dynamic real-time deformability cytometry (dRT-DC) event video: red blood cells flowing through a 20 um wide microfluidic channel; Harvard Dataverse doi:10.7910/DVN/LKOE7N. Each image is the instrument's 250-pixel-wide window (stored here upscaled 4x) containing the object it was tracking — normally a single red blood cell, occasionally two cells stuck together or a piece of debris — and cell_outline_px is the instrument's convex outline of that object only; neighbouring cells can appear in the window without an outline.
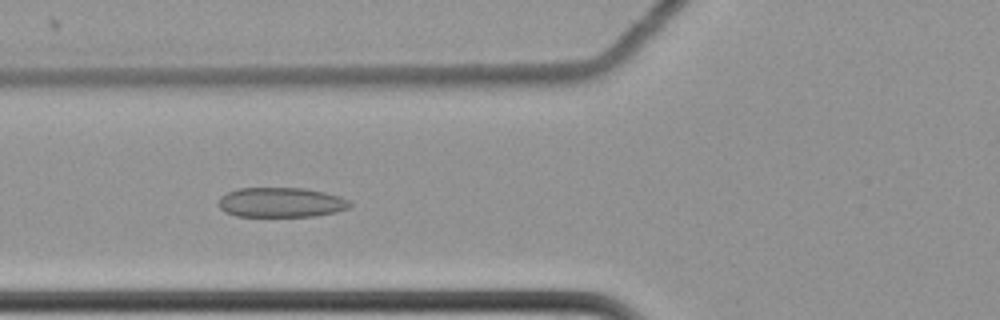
{"species": "common noctule bat (a hibernating species)", "species_latin": "Nyctalus noctula", "temperature_condition": "cold", "stored_images_in_passage": 42, "camera_frame_rate_fps": 3000, "um_per_image_px": 0.085, "animal": {"sex": "female", "body_mass_g": 22.7, "forearm_length_mm": 54.2}, "frame": {"image": 1, "passage_image": 6, "time_ms": 1.667, "image_size_px": [1000, 320], "cell_outline_px": [[352, 204], [348, 208], [336, 212], [312, 216], [236, 216], [224, 212], [220, 208], [220, 196], [236, 188], [304, 188], [324, 192], [340, 196], [348, 200]], "centroid_in_image_um": [23.88, 17.2], "position_along_channel_um": 101.9, "area_um2": 22.77}}
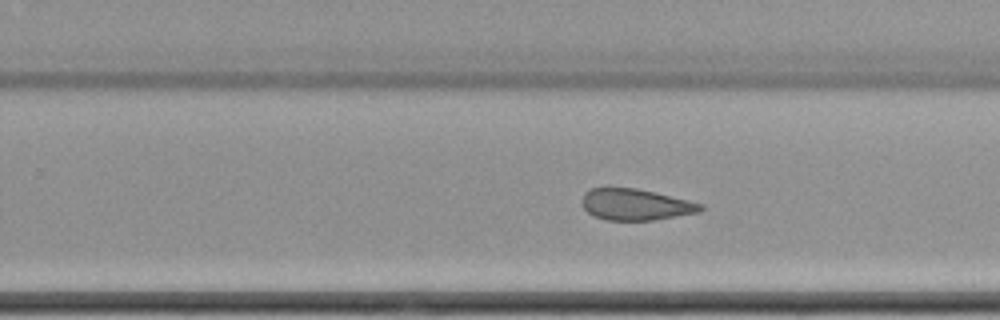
{"frame": {"image": 2, "passage_image": 21, "time_ms": 6.667, "image_size_px": [1000, 320], "cell_outline_px": [[704, 208], [700, 212], [652, 220], [608, 220], [592, 216], [580, 204], [580, 200], [584, 192], [592, 188], [636, 188], [656, 192], [704, 204]], "centroid_in_image_um": [54.0, 17.38], "position_along_channel_um": 275.8, "area_um2": 21.79}}
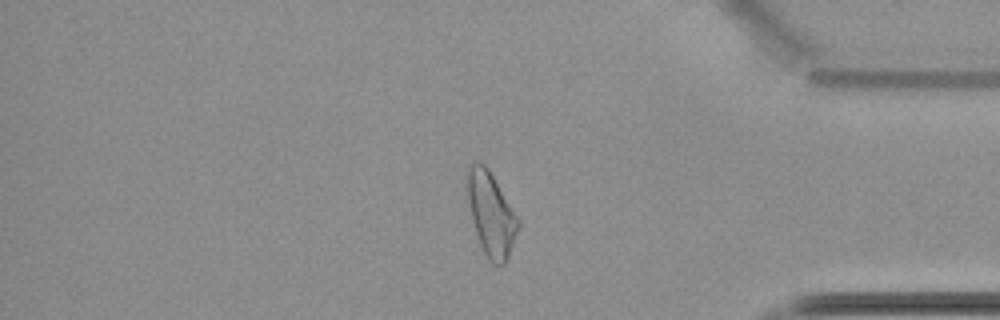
{"frame": {"image": 3, "passage_image": 33, "time_ms": 10.667, "image_size_px": [1000, 320], "cell_outline_px": [[520, 224], [508, 256], [504, 264], [492, 264], [488, 260], [480, 244], [472, 220], [464, 184], [464, 172], [468, 164], [472, 160], [484, 164], [488, 168], [520, 220]], "centroid_in_image_um": [41.68, 18.1], "position_along_channel_um": 393.5, "area_um2": 25.2}, "authors_computed_cell_mechanics": {"area_um2": 23.2934, "velocity_mm_per_s": 3.4748, "shape_relaxation_time_tau1_ms": 10.851, "shape_relaxation_time_tau2_ms": 2.5439, "deformation_change_tau1": 0.1293, "deformation_change_tau2": 0.1109}}